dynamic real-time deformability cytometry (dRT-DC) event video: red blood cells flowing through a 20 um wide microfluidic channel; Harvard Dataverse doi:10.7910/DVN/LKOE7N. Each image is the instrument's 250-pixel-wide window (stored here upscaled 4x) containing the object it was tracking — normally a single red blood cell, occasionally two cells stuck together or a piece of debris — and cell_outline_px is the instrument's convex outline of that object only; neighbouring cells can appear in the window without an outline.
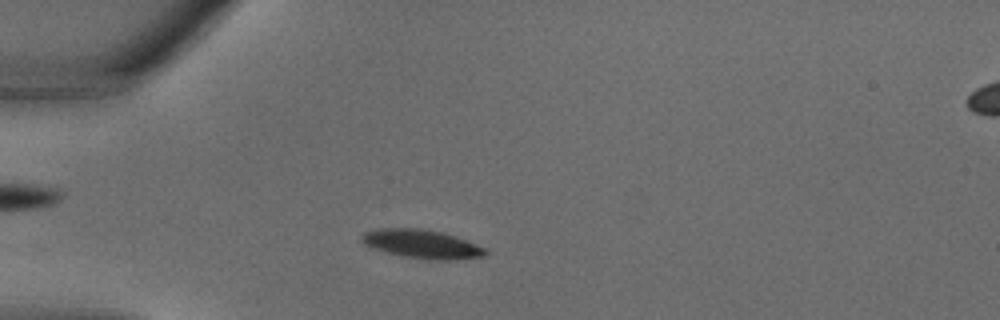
{"species": "common noctule bat (a hibernating species)", "species_latin": "Nyctalus noctula", "temperature_condition": "warm", "stored_images_in_passage": 29, "camera_frame_rate_fps": 3000, "um_per_image_px": 0.085, "animal": {"sex": "male", "body_mass_g": 18.8}, "frame": {"image": 1, "passage_image": 5, "time_ms": 1.333, "image_size_px": [1000, 320], "cell_outline_px": [[488, 252], [484, 256], [456, 260], [436, 260], [404, 256], [372, 248], [364, 244], [360, 240], [360, 236], [364, 232], [380, 228], [420, 228], [444, 232], [484, 248]], "centroid_in_image_um": [35.82, 20.73], "position_along_channel_um": 49.2, "area_um2": 20.52}}
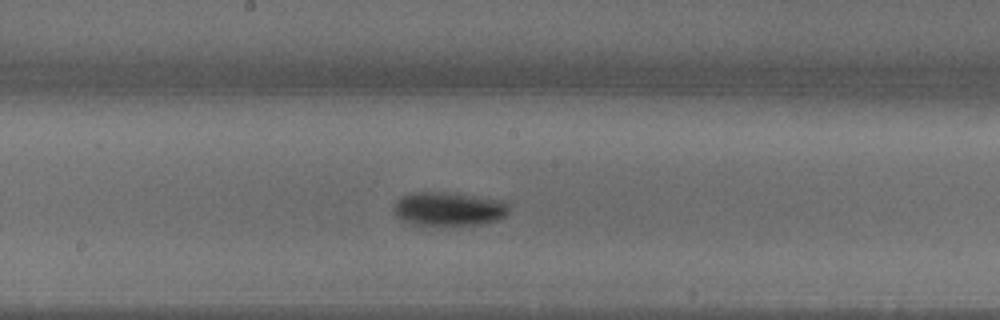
{"frame": {"image": 2, "passage_image": 14, "time_ms": 4.333, "image_size_px": [1000, 320], "cell_outline_px": [[508, 212], [504, 216], [496, 220], [480, 224], [416, 224], [404, 220], [396, 216], [392, 212], [396, 200], [400, 196], [412, 192], [444, 192], [504, 200], [508, 204]], "centroid_in_image_um": [38.11, 17.73], "position_along_channel_um": 210.1, "area_um2": 22.37}}
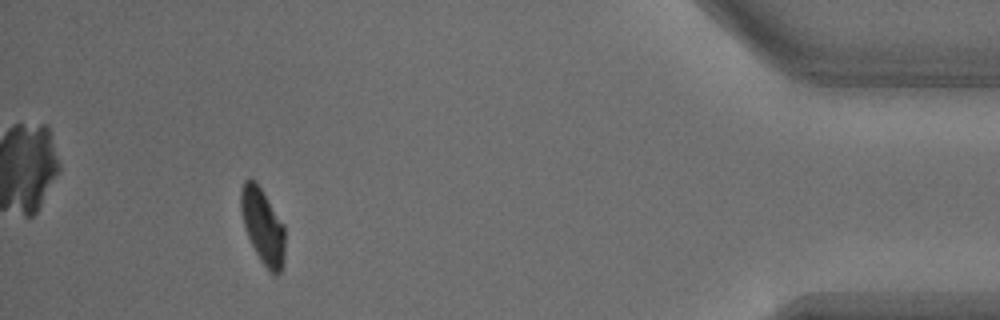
{"frame": {"image": 3, "passage_image": 27, "time_ms": 8.667, "image_size_px": [1000, 320], "cell_outline_px": [[284, 260], [280, 272], [276, 276], [272, 276], [260, 260], [248, 236], [240, 212], [240, 188], [244, 180], [252, 176], [256, 180], [284, 224]], "centroid_in_image_um": [22.32, 19.19], "position_along_channel_um": 412.9, "area_um2": 19.65}}